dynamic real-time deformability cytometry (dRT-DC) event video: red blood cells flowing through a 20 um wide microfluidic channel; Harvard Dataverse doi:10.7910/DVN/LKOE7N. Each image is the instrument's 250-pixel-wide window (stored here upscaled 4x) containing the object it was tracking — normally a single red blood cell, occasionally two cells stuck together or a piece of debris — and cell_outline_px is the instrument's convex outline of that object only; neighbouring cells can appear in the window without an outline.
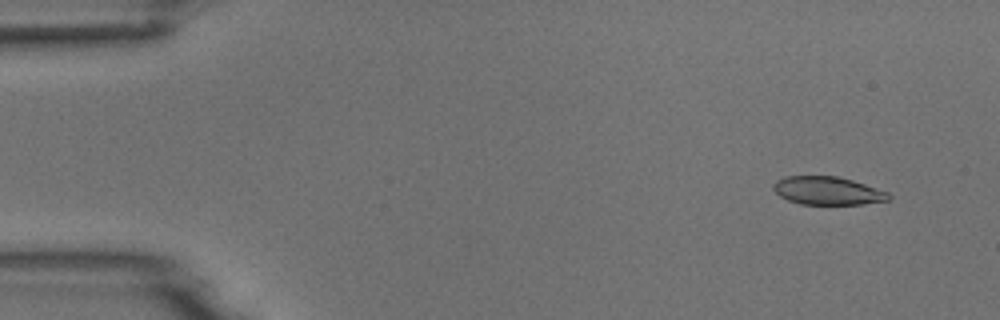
{"species": "common noctule bat (a hibernating species)", "species_latin": "Nyctalus noctula", "temperature_condition": "room temperature", "stored_images_in_passage": 5, "camera_frame_rate_fps": 3000, "um_per_image_px": 0.085, "animal": {"sex": "male", "body_mass_g": 18.8}, "frame": {"image": 1, "passage_image": 2, "time_ms": 1.0, "image_size_px": [1000, 320], "cell_outline_px": [[892, 196], [888, 200], [860, 204], [800, 204], [788, 200], [780, 196], [772, 188], [772, 184], [776, 180], [784, 176], [840, 176], [888, 192]], "centroid_in_image_um": [70.31, 16.2], "position_along_channel_um": 14.7, "area_um2": 18.9}}
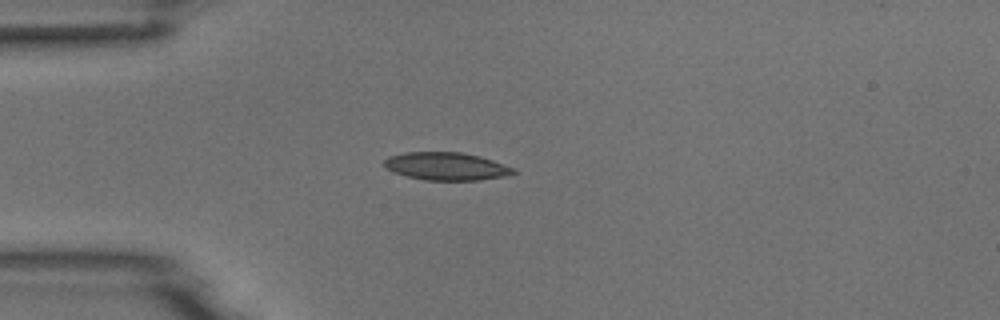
{"frame": {"image": 2, "passage_image": 4, "time_ms": 4.333, "image_size_px": [1000, 320], "cell_outline_px": [[516, 172], [508, 176], [480, 180], [424, 180], [392, 172], [384, 168], [384, 160], [388, 156], [404, 152], [460, 152], [480, 156], [516, 168]], "centroid_in_image_um": [37.94, 14.13], "position_along_channel_um": 47.1, "area_um2": 21.15}}